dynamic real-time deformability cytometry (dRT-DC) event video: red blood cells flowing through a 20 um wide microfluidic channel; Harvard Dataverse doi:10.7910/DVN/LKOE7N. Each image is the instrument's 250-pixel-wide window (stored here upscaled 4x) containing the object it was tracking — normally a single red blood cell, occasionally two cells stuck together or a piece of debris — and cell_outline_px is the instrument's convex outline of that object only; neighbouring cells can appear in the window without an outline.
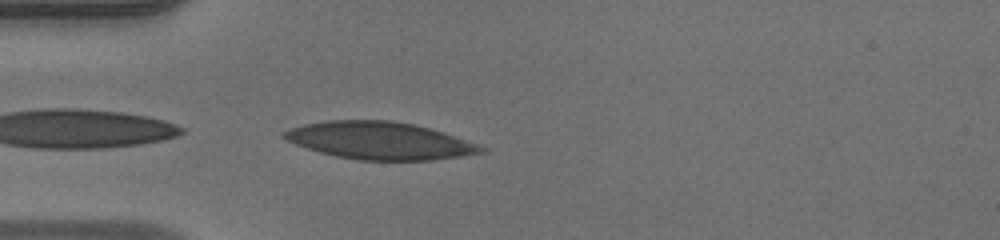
{"species": "human", "species_latin": "Homo sapiens", "temperature_condition": "warm", "stored_images_in_passage": 33, "camera_frame_rate_fps": 3000, "um_per_image_px": 0.085, "donor": {"sex": "male"}, "frame": {"image": 1, "passage_image": 1, "time_ms": 0.0, "image_size_px": [1000, 240], "cell_outline_px": [[488, 148], [484, 152], [460, 156], [428, 160], [356, 160], [336, 156], [320, 152], [296, 144], [280, 136], [280, 132], [288, 128], [304, 124], [328, 120], [388, 120], [412, 124], [444, 132]], "centroid_in_image_um": [32.23, 11.95], "position_along_channel_um": 52.8, "area_um2": 42.77}}
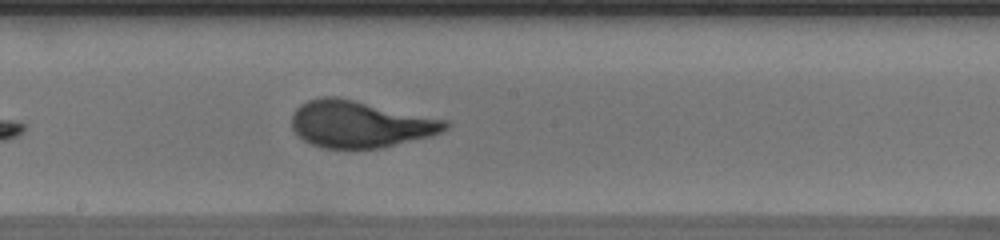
{"frame": {"image": 2, "passage_image": 14, "time_ms": 4.333, "image_size_px": [1000, 240], "cell_outline_px": [[452, 124], [448, 128], [432, 136], [380, 148], [320, 148], [304, 140], [292, 128], [292, 112], [300, 104], [308, 100], [324, 96], [336, 96], [356, 100], [448, 120]], "centroid_in_image_um": [30.62, 10.54], "position_along_channel_um": 217.6, "area_um2": 42.08}}
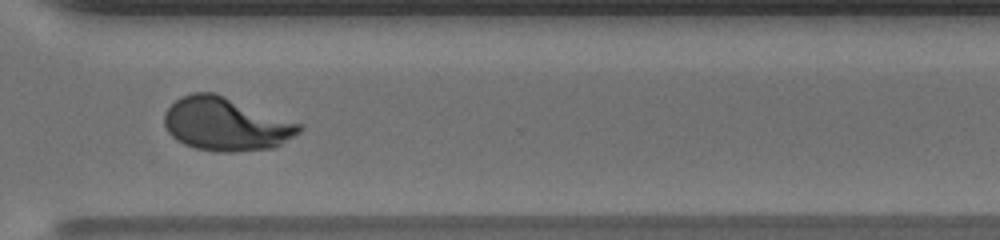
{"frame": {"image": 3, "passage_image": 24, "time_ms": 7.667, "image_size_px": [1000, 240], "cell_outline_px": [[304, 128], [300, 132], [280, 144], [272, 148], [232, 152], [216, 152], [196, 148], [184, 144], [176, 140], [168, 132], [164, 124], [164, 112], [176, 100], [192, 92], [216, 92], [304, 124]], "centroid_in_image_um": [19.23, 10.54], "position_along_channel_um": 351.4, "area_um2": 42.25}, "authors_computed_cell_mechanics": {"area_um2": 41.9628, "velocity_mm_per_s": 4.017, "shape_relaxation_time_tau1_ms": 6.2369, "shape_relaxation_time_tau2_ms": null, "deformation_change_tau1": 0.2661, "deformation_change_tau2": null}}